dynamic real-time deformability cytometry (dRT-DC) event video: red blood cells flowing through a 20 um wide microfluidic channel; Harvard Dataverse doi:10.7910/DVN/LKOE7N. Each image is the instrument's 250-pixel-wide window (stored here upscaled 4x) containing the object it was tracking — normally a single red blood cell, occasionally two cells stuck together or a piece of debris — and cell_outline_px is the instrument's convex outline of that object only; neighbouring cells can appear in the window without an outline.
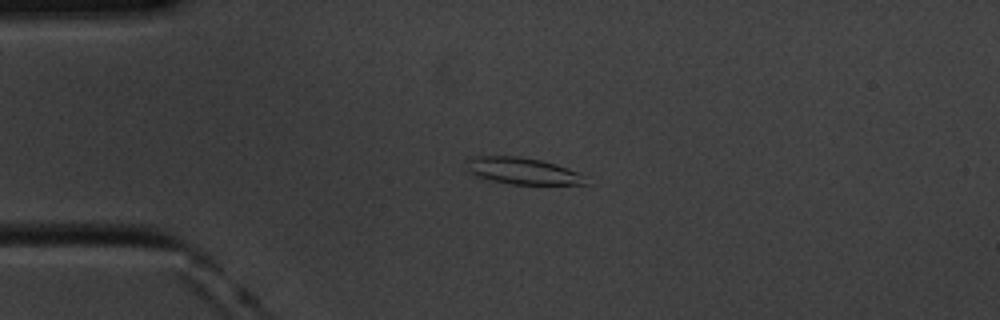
{"species": "common noctule bat (a hibernating species)", "species_latin": "Nyctalus noctula", "temperature_condition": "cold", "stored_images_in_passage": 15, "camera_frame_rate_fps": 3000, "um_per_image_px": 0.085, "animal": {"sex": "male", "body_mass_g": 20.1, "forearm_length_mm": 53.5}, "frame": {"image": 1, "passage_image": 1, "time_ms": 0.0, "image_size_px": [1000, 320], "cell_outline_px": [[588, 184], [512, 184], [488, 180], [476, 176], [468, 168], [468, 156], [520, 156], [540, 160], [556, 164], [568, 168], [576, 172]], "centroid_in_image_um": [44.36, 14.52], "position_along_channel_um": 40.6, "area_um2": 18.15}}
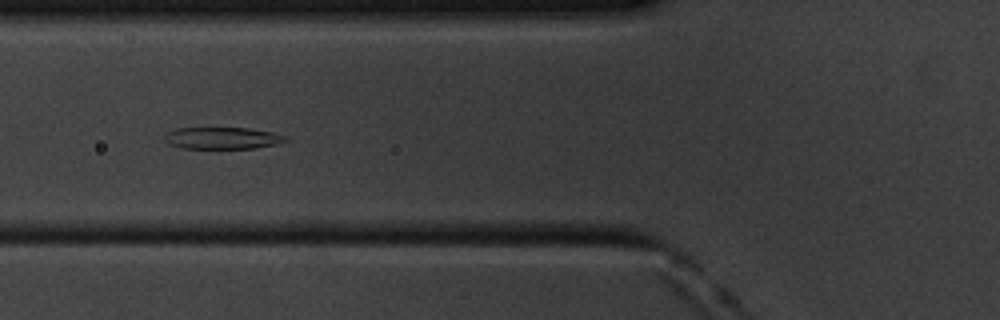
{"frame": {"image": 2, "passage_image": 9, "time_ms": 2.667, "image_size_px": [1000, 320], "cell_outline_px": [[288, 140], [276, 144], [256, 148], [180, 148], [168, 144], [164, 140], [164, 136], [168, 132], [176, 128], [252, 128], [272, 132], [284, 136]], "centroid_in_image_um": [18.87, 11.74], "position_along_channel_um": 106.9, "area_um2": 15.37}}
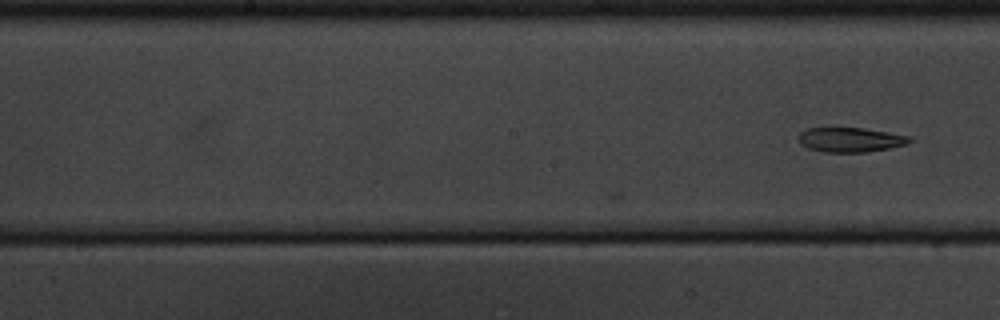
{"frame": {"image": 3, "passage_image": 15, "time_ms": 4.667, "image_size_px": [1000, 320], "cell_outline_px": [[912, 140], [908, 144], [888, 148], [864, 152], [824, 152], [808, 148], [800, 144], [796, 136], [800, 132], [808, 128], [864, 128], [912, 136]], "centroid_in_image_um": [72.27, 11.87], "position_along_channel_um": 175.9, "area_um2": 16.01}}